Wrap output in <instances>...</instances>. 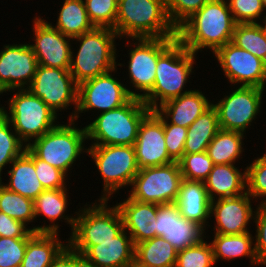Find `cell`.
Returning <instances> with one entry per match:
<instances>
[{
	"mask_svg": "<svg viewBox=\"0 0 266 267\" xmlns=\"http://www.w3.org/2000/svg\"><path fill=\"white\" fill-rule=\"evenodd\" d=\"M64 123V124H63ZM61 120L54 128L31 142L27 148L39 159L72 177L76 162L87 154L85 122ZM87 144V145H86Z\"/></svg>",
	"mask_w": 266,
	"mask_h": 267,
	"instance_id": "4",
	"label": "cell"
},
{
	"mask_svg": "<svg viewBox=\"0 0 266 267\" xmlns=\"http://www.w3.org/2000/svg\"><path fill=\"white\" fill-rule=\"evenodd\" d=\"M182 179L180 165L176 161L143 168L138 171L126 193L131 199L143 203H174Z\"/></svg>",
	"mask_w": 266,
	"mask_h": 267,
	"instance_id": "14",
	"label": "cell"
},
{
	"mask_svg": "<svg viewBox=\"0 0 266 267\" xmlns=\"http://www.w3.org/2000/svg\"><path fill=\"white\" fill-rule=\"evenodd\" d=\"M59 236V233L35 232L27 241L20 267H49L68 245V238Z\"/></svg>",
	"mask_w": 266,
	"mask_h": 267,
	"instance_id": "29",
	"label": "cell"
},
{
	"mask_svg": "<svg viewBox=\"0 0 266 267\" xmlns=\"http://www.w3.org/2000/svg\"><path fill=\"white\" fill-rule=\"evenodd\" d=\"M253 223L255 253L259 265L266 267V204L257 205Z\"/></svg>",
	"mask_w": 266,
	"mask_h": 267,
	"instance_id": "46",
	"label": "cell"
},
{
	"mask_svg": "<svg viewBox=\"0 0 266 267\" xmlns=\"http://www.w3.org/2000/svg\"><path fill=\"white\" fill-rule=\"evenodd\" d=\"M215 265L212 245L205 236L197 244L178 251L175 267H214Z\"/></svg>",
	"mask_w": 266,
	"mask_h": 267,
	"instance_id": "38",
	"label": "cell"
},
{
	"mask_svg": "<svg viewBox=\"0 0 266 267\" xmlns=\"http://www.w3.org/2000/svg\"><path fill=\"white\" fill-rule=\"evenodd\" d=\"M236 24L226 0H210L177 29V39L204 58L231 42Z\"/></svg>",
	"mask_w": 266,
	"mask_h": 267,
	"instance_id": "1",
	"label": "cell"
},
{
	"mask_svg": "<svg viewBox=\"0 0 266 267\" xmlns=\"http://www.w3.org/2000/svg\"><path fill=\"white\" fill-rule=\"evenodd\" d=\"M151 111L142 99L132 97L119 108L96 114L90 118L91 121L88 120L84 124L87 143L89 142V145H134L139 126Z\"/></svg>",
	"mask_w": 266,
	"mask_h": 267,
	"instance_id": "6",
	"label": "cell"
},
{
	"mask_svg": "<svg viewBox=\"0 0 266 267\" xmlns=\"http://www.w3.org/2000/svg\"><path fill=\"white\" fill-rule=\"evenodd\" d=\"M133 146L139 170L174 162L165 145L163 120L154 110L141 122Z\"/></svg>",
	"mask_w": 266,
	"mask_h": 267,
	"instance_id": "20",
	"label": "cell"
},
{
	"mask_svg": "<svg viewBox=\"0 0 266 267\" xmlns=\"http://www.w3.org/2000/svg\"><path fill=\"white\" fill-rule=\"evenodd\" d=\"M264 152H262L261 154L266 158V150H264Z\"/></svg>",
	"mask_w": 266,
	"mask_h": 267,
	"instance_id": "54",
	"label": "cell"
},
{
	"mask_svg": "<svg viewBox=\"0 0 266 267\" xmlns=\"http://www.w3.org/2000/svg\"><path fill=\"white\" fill-rule=\"evenodd\" d=\"M204 91L194 87L190 92L166 101L154 111L163 120V123H172L188 128L212 105L210 96L205 94L207 93L206 89Z\"/></svg>",
	"mask_w": 266,
	"mask_h": 267,
	"instance_id": "24",
	"label": "cell"
},
{
	"mask_svg": "<svg viewBox=\"0 0 266 267\" xmlns=\"http://www.w3.org/2000/svg\"><path fill=\"white\" fill-rule=\"evenodd\" d=\"M27 89L42 99L51 110L60 116V119L74 120L78 104V84L69 69L38 65L35 76ZM70 110L72 111L70 112ZM64 112H68V115L62 116Z\"/></svg>",
	"mask_w": 266,
	"mask_h": 267,
	"instance_id": "12",
	"label": "cell"
},
{
	"mask_svg": "<svg viewBox=\"0 0 266 267\" xmlns=\"http://www.w3.org/2000/svg\"><path fill=\"white\" fill-rule=\"evenodd\" d=\"M237 166V164L213 165L204 181L210 201L246 193V167Z\"/></svg>",
	"mask_w": 266,
	"mask_h": 267,
	"instance_id": "27",
	"label": "cell"
},
{
	"mask_svg": "<svg viewBox=\"0 0 266 267\" xmlns=\"http://www.w3.org/2000/svg\"><path fill=\"white\" fill-rule=\"evenodd\" d=\"M5 176L0 178L1 183L9 190L26 198L35 200L45 190L35 172L33 153L26 147L25 151L17 157L8 167ZM6 179H3L5 177ZM4 180L6 182H4Z\"/></svg>",
	"mask_w": 266,
	"mask_h": 267,
	"instance_id": "26",
	"label": "cell"
},
{
	"mask_svg": "<svg viewBox=\"0 0 266 267\" xmlns=\"http://www.w3.org/2000/svg\"><path fill=\"white\" fill-rule=\"evenodd\" d=\"M62 1L61 7L57 8V19L53 20L56 23L48 21L54 28L72 39L95 28L89 20L84 0Z\"/></svg>",
	"mask_w": 266,
	"mask_h": 267,
	"instance_id": "31",
	"label": "cell"
},
{
	"mask_svg": "<svg viewBox=\"0 0 266 267\" xmlns=\"http://www.w3.org/2000/svg\"><path fill=\"white\" fill-rule=\"evenodd\" d=\"M87 156L102 180L96 200H112L123 190L126 194L139 171L133 145H88Z\"/></svg>",
	"mask_w": 266,
	"mask_h": 267,
	"instance_id": "9",
	"label": "cell"
},
{
	"mask_svg": "<svg viewBox=\"0 0 266 267\" xmlns=\"http://www.w3.org/2000/svg\"><path fill=\"white\" fill-rule=\"evenodd\" d=\"M114 31L122 38H177L165 0H118Z\"/></svg>",
	"mask_w": 266,
	"mask_h": 267,
	"instance_id": "5",
	"label": "cell"
},
{
	"mask_svg": "<svg viewBox=\"0 0 266 267\" xmlns=\"http://www.w3.org/2000/svg\"><path fill=\"white\" fill-rule=\"evenodd\" d=\"M254 232L243 234H214L212 237L205 234L213 249L215 263L219 261L231 263L233 260L247 258L250 267L260 266L255 253Z\"/></svg>",
	"mask_w": 266,
	"mask_h": 267,
	"instance_id": "28",
	"label": "cell"
},
{
	"mask_svg": "<svg viewBox=\"0 0 266 267\" xmlns=\"http://www.w3.org/2000/svg\"><path fill=\"white\" fill-rule=\"evenodd\" d=\"M219 129L218 113L211 105L187 128L184 153L206 151Z\"/></svg>",
	"mask_w": 266,
	"mask_h": 267,
	"instance_id": "32",
	"label": "cell"
},
{
	"mask_svg": "<svg viewBox=\"0 0 266 267\" xmlns=\"http://www.w3.org/2000/svg\"><path fill=\"white\" fill-rule=\"evenodd\" d=\"M49 267H74V250L67 245Z\"/></svg>",
	"mask_w": 266,
	"mask_h": 267,
	"instance_id": "48",
	"label": "cell"
},
{
	"mask_svg": "<svg viewBox=\"0 0 266 267\" xmlns=\"http://www.w3.org/2000/svg\"><path fill=\"white\" fill-rule=\"evenodd\" d=\"M127 267H149L136 261L135 259Z\"/></svg>",
	"mask_w": 266,
	"mask_h": 267,
	"instance_id": "51",
	"label": "cell"
},
{
	"mask_svg": "<svg viewBox=\"0 0 266 267\" xmlns=\"http://www.w3.org/2000/svg\"><path fill=\"white\" fill-rule=\"evenodd\" d=\"M257 205V202L247 192L211 201L210 222H213L214 226L209 223L205 234H208L210 230L213 231H210V235L253 232L252 226Z\"/></svg>",
	"mask_w": 266,
	"mask_h": 267,
	"instance_id": "16",
	"label": "cell"
},
{
	"mask_svg": "<svg viewBox=\"0 0 266 267\" xmlns=\"http://www.w3.org/2000/svg\"><path fill=\"white\" fill-rule=\"evenodd\" d=\"M119 41L114 29L98 27L72 39L69 72L78 85L117 67L118 54L123 51L117 49Z\"/></svg>",
	"mask_w": 266,
	"mask_h": 267,
	"instance_id": "2",
	"label": "cell"
},
{
	"mask_svg": "<svg viewBox=\"0 0 266 267\" xmlns=\"http://www.w3.org/2000/svg\"><path fill=\"white\" fill-rule=\"evenodd\" d=\"M175 203L182 217L207 230L211 201L204 182L182 179Z\"/></svg>",
	"mask_w": 266,
	"mask_h": 267,
	"instance_id": "25",
	"label": "cell"
},
{
	"mask_svg": "<svg viewBox=\"0 0 266 267\" xmlns=\"http://www.w3.org/2000/svg\"><path fill=\"white\" fill-rule=\"evenodd\" d=\"M33 162L37 177L45 190L70 188L72 183H69V181H71V179L63 171L37 158L34 154Z\"/></svg>",
	"mask_w": 266,
	"mask_h": 267,
	"instance_id": "42",
	"label": "cell"
},
{
	"mask_svg": "<svg viewBox=\"0 0 266 267\" xmlns=\"http://www.w3.org/2000/svg\"><path fill=\"white\" fill-rule=\"evenodd\" d=\"M28 239L0 237V267H20Z\"/></svg>",
	"mask_w": 266,
	"mask_h": 267,
	"instance_id": "44",
	"label": "cell"
},
{
	"mask_svg": "<svg viewBox=\"0 0 266 267\" xmlns=\"http://www.w3.org/2000/svg\"><path fill=\"white\" fill-rule=\"evenodd\" d=\"M237 24L259 23L266 15L262 0H226Z\"/></svg>",
	"mask_w": 266,
	"mask_h": 267,
	"instance_id": "41",
	"label": "cell"
},
{
	"mask_svg": "<svg viewBox=\"0 0 266 267\" xmlns=\"http://www.w3.org/2000/svg\"><path fill=\"white\" fill-rule=\"evenodd\" d=\"M109 202L112 200L95 199L86 204L79 202L73 232L66 235L69 236V246L97 245V242L112 240L124 230L120 210L114 201L113 205Z\"/></svg>",
	"mask_w": 266,
	"mask_h": 267,
	"instance_id": "10",
	"label": "cell"
},
{
	"mask_svg": "<svg viewBox=\"0 0 266 267\" xmlns=\"http://www.w3.org/2000/svg\"><path fill=\"white\" fill-rule=\"evenodd\" d=\"M119 196L121 200H115V205L122 215L124 230L131 236L134 245L156 237L157 204L139 202L127 194L125 198Z\"/></svg>",
	"mask_w": 266,
	"mask_h": 267,
	"instance_id": "23",
	"label": "cell"
},
{
	"mask_svg": "<svg viewBox=\"0 0 266 267\" xmlns=\"http://www.w3.org/2000/svg\"><path fill=\"white\" fill-rule=\"evenodd\" d=\"M34 233L24 223L0 211V237L30 238Z\"/></svg>",
	"mask_w": 266,
	"mask_h": 267,
	"instance_id": "47",
	"label": "cell"
},
{
	"mask_svg": "<svg viewBox=\"0 0 266 267\" xmlns=\"http://www.w3.org/2000/svg\"><path fill=\"white\" fill-rule=\"evenodd\" d=\"M210 0H165L168 18L177 30Z\"/></svg>",
	"mask_w": 266,
	"mask_h": 267,
	"instance_id": "43",
	"label": "cell"
},
{
	"mask_svg": "<svg viewBox=\"0 0 266 267\" xmlns=\"http://www.w3.org/2000/svg\"><path fill=\"white\" fill-rule=\"evenodd\" d=\"M118 72L119 70L116 67L108 73L86 80L78 85V104L74 121L80 123L81 117L87 113L92 114L88 116V119H90L91 116H94V113L96 115L119 108L132 98L124 84L125 82H123L124 80L119 77L121 71Z\"/></svg>",
	"mask_w": 266,
	"mask_h": 267,
	"instance_id": "13",
	"label": "cell"
},
{
	"mask_svg": "<svg viewBox=\"0 0 266 267\" xmlns=\"http://www.w3.org/2000/svg\"><path fill=\"white\" fill-rule=\"evenodd\" d=\"M26 147L12 128L11 123L0 113V178L3 177V172H6L9 165L25 151Z\"/></svg>",
	"mask_w": 266,
	"mask_h": 267,
	"instance_id": "36",
	"label": "cell"
},
{
	"mask_svg": "<svg viewBox=\"0 0 266 267\" xmlns=\"http://www.w3.org/2000/svg\"><path fill=\"white\" fill-rule=\"evenodd\" d=\"M0 211L4 212L9 217L24 223L35 232L34 201L9 190L1 183V181Z\"/></svg>",
	"mask_w": 266,
	"mask_h": 267,
	"instance_id": "34",
	"label": "cell"
},
{
	"mask_svg": "<svg viewBox=\"0 0 266 267\" xmlns=\"http://www.w3.org/2000/svg\"><path fill=\"white\" fill-rule=\"evenodd\" d=\"M4 95H6V90L3 88V86L0 84V113L3 110L4 107V102L1 103V98L4 97Z\"/></svg>",
	"mask_w": 266,
	"mask_h": 267,
	"instance_id": "50",
	"label": "cell"
},
{
	"mask_svg": "<svg viewBox=\"0 0 266 267\" xmlns=\"http://www.w3.org/2000/svg\"><path fill=\"white\" fill-rule=\"evenodd\" d=\"M262 3H263V7H264V9L266 11V0H262Z\"/></svg>",
	"mask_w": 266,
	"mask_h": 267,
	"instance_id": "53",
	"label": "cell"
},
{
	"mask_svg": "<svg viewBox=\"0 0 266 267\" xmlns=\"http://www.w3.org/2000/svg\"><path fill=\"white\" fill-rule=\"evenodd\" d=\"M198 57L199 55L197 56V54L188 50L177 39L158 58L154 86L142 101L153 111L166 101L194 89L190 87L192 86L191 80L195 77V71L197 70L194 68H198Z\"/></svg>",
	"mask_w": 266,
	"mask_h": 267,
	"instance_id": "3",
	"label": "cell"
},
{
	"mask_svg": "<svg viewBox=\"0 0 266 267\" xmlns=\"http://www.w3.org/2000/svg\"><path fill=\"white\" fill-rule=\"evenodd\" d=\"M229 87L228 91L222 92L223 97L218 93L219 98L212 99V105L218 113L219 128L246 134L254 127L257 123L256 119L263 112L266 89L245 86Z\"/></svg>",
	"mask_w": 266,
	"mask_h": 267,
	"instance_id": "11",
	"label": "cell"
},
{
	"mask_svg": "<svg viewBox=\"0 0 266 267\" xmlns=\"http://www.w3.org/2000/svg\"><path fill=\"white\" fill-rule=\"evenodd\" d=\"M6 93V96L11 93L12 95L6 97L8 99L4 101L1 113L26 146L61 121L42 99L33 95L28 89H12Z\"/></svg>",
	"mask_w": 266,
	"mask_h": 267,
	"instance_id": "8",
	"label": "cell"
},
{
	"mask_svg": "<svg viewBox=\"0 0 266 267\" xmlns=\"http://www.w3.org/2000/svg\"><path fill=\"white\" fill-rule=\"evenodd\" d=\"M259 25L264 31V34L266 35V15L262 18V20L259 22Z\"/></svg>",
	"mask_w": 266,
	"mask_h": 267,
	"instance_id": "52",
	"label": "cell"
},
{
	"mask_svg": "<svg viewBox=\"0 0 266 267\" xmlns=\"http://www.w3.org/2000/svg\"><path fill=\"white\" fill-rule=\"evenodd\" d=\"M127 47L126 60L117 68H124L126 88L132 97L143 99L153 88L158 58L177 40V38H122ZM130 84V85H129ZM128 85V86H127Z\"/></svg>",
	"mask_w": 266,
	"mask_h": 267,
	"instance_id": "7",
	"label": "cell"
},
{
	"mask_svg": "<svg viewBox=\"0 0 266 267\" xmlns=\"http://www.w3.org/2000/svg\"><path fill=\"white\" fill-rule=\"evenodd\" d=\"M156 236L163 237L180 251L197 244L205 237V231L182 217L174 202L157 205Z\"/></svg>",
	"mask_w": 266,
	"mask_h": 267,
	"instance_id": "21",
	"label": "cell"
},
{
	"mask_svg": "<svg viewBox=\"0 0 266 267\" xmlns=\"http://www.w3.org/2000/svg\"><path fill=\"white\" fill-rule=\"evenodd\" d=\"M68 189L69 188L47 189L43 190L36 197L34 200L35 223L37 222L35 225V232L61 234L60 226L63 227L61 225L62 222H64L67 226L69 225V235L73 232L78 209L73 211V213L71 211L69 214V205L72 204V200L70 199L71 196L69 195L70 189ZM37 220L43 221L42 223L40 221L38 225ZM60 222L61 224H59Z\"/></svg>",
	"mask_w": 266,
	"mask_h": 267,
	"instance_id": "19",
	"label": "cell"
},
{
	"mask_svg": "<svg viewBox=\"0 0 266 267\" xmlns=\"http://www.w3.org/2000/svg\"><path fill=\"white\" fill-rule=\"evenodd\" d=\"M177 253L169 241L156 236L135 245L134 259L149 267H175Z\"/></svg>",
	"mask_w": 266,
	"mask_h": 267,
	"instance_id": "33",
	"label": "cell"
},
{
	"mask_svg": "<svg viewBox=\"0 0 266 267\" xmlns=\"http://www.w3.org/2000/svg\"><path fill=\"white\" fill-rule=\"evenodd\" d=\"M231 42L266 63V35L259 23L236 24Z\"/></svg>",
	"mask_w": 266,
	"mask_h": 267,
	"instance_id": "35",
	"label": "cell"
},
{
	"mask_svg": "<svg viewBox=\"0 0 266 267\" xmlns=\"http://www.w3.org/2000/svg\"><path fill=\"white\" fill-rule=\"evenodd\" d=\"M211 56L230 86L266 89V63L232 42L219 47Z\"/></svg>",
	"mask_w": 266,
	"mask_h": 267,
	"instance_id": "15",
	"label": "cell"
},
{
	"mask_svg": "<svg viewBox=\"0 0 266 267\" xmlns=\"http://www.w3.org/2000/svg\"><path fill=\"white\" fill-rule=\"evenodd\" d=\"M165 145L169 156L178 162L184 154L187 128L172 123H163Z\"/></svg>",
	"mask_w": 266,
	"mask_h": 267,
	"instance_id": "45",
	"label": "cell"
},
{
	"mask_svg": "<svg viewBox=\"0 0 266 267\" xmlns=\"http://www.w3.org/2000/svg\"><path fill=\"white\" fill-rule=\"evenodd\" d=\"M246 166V192L257 202L266 204V158L261 154Z\"/></svg>",
	"mask_w": 266,
	"mask_h": 267,
	"instance_id": "37",
	"label": "cell"
},
{
	"mask_svg": "<svg viewBox=\"0 0 266 267\" xmlns=\"http://www.w3.org/2000/svg\"><path fill=\"white\" fill-rule=\"evenodd\" d=\"M178 163L183 179L202 182L207 179L214 165L206 151L184 153Z\"/></svg>",
	"mask_w": 266,
	"mask_h": 267,
	"instance_id": "39",
	"label": "cell"
},
{
	"mask_svg": "<svg viewBox=\"0 0 266 267\" xmlns=\"http://www.w3.org/2000/svg\"><path fill=\"white\" fill-rule=\"evenodd\" d=\"M18 43V44H17ZM38 63L29 42L3 44L0 49V84L6 91L27 89Z\"/></svg>",
	"mask_w": 266,
	"mask_h": 267,
	"instance_id": "18",
	"label": "cell"
},
{
	"mask_svg": "<svg viewBox=\"0 0 266 267\" xmlns=\"http://www.w3.org/2000/svg\"><path fill=\"white\" fill-rule=\"evenodd\" d=\"M74 267H98L92 261L88 260L83 254L74 250Z\"/></svg>",
	"mask_w": 266,
	"mask_h": 267,
	"instance_id": "49",
	"label": "cell"
},
{
	"mask_svg": "<svg viewBox=\"0 0 266 267\" xmlns=\"http://www.w3.org/2000/svg\"><path fill=\"white\" fill-rule=\"evenodd\" d=\"M244 139L247 140V135L244 133L219 129L208 145L206 152L214 165L238 163L240 165L243 158L247 156L244 154L247 150L244 148L246 147L244 146L245 142H247Z\"/></svg>",
	"mask_w": 266,
	"mask_h": 267,
	"instance_id": "30",
	"label": "cell"
},
{
	"mask_svg": "<svg viewBox=\"0 0 266 267\" xmlns=\"http://www.w3.org/2000/svg\"><path fill=\"white\" fill-rule=\"evenodd\" d=\"M98 267H127L134 260L135 245L123 230L112 240L97 242L93 246H70Z\"/></svg>",
	"mask_w": 266,
	"mask_h": 267,
	"instance_id": "22",
	"label": "cell"
},
{
	"mask_svg": "<svg viewBox=\"0 0 266 267\" xmlns=\"http://www.w3.org/2000/svg\"><path fill=\"white\" fill-rule=\"evenodd\" d=\"M45 18L38 14L31 20L30 35L32 36L28 38L31 39L28 42L33 49L37 63L49 68L69 69L72 38L54 28Z\"/></svg>",
	"mask_w": 266,
	"mask_h": 267,
	"instance_id": "17",
	"label": "cell"
},
{
	"mask_svg": "<svg viewBox=\"0 0 266 267\" xmlns=\"http://www.w3.org/2000/svg\"><path fill=\"white\" fill-rule=\"evenodd\" d=\"M89 20L98 28H115L118 0H84Z\"/></svg>",
	"mask_w": 266,
	"mask_h": 267,
	"instance_id": "40",
	"label": "cell"
}]
</instances>
